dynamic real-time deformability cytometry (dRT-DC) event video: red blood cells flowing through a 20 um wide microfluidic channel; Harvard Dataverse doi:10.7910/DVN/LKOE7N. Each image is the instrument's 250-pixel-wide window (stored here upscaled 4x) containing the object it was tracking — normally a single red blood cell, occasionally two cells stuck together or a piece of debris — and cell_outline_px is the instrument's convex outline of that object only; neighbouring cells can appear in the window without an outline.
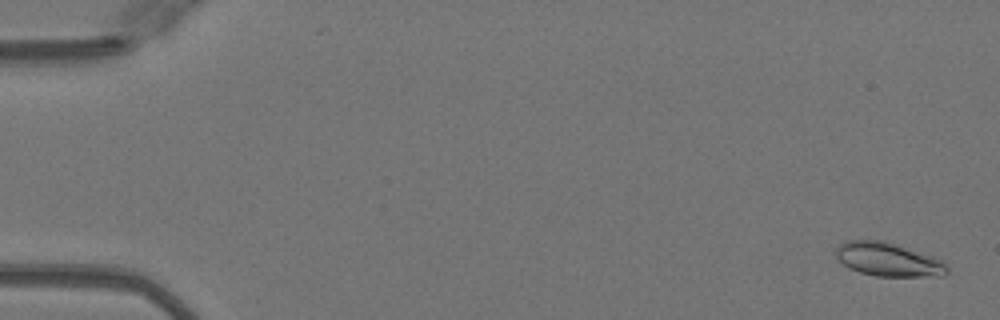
{"species": "Egyptian fruit bat (a non-hibernating species)", "species_latin": "Rousettus aegyptiacus", "temperature_condition": "warm", "stored_images_in_passage": 51, "camera_frame_rate_fps": 3000, "um_per_image_px": 0.085, "animal": {"sex": "female"}, "frame": {"image": 1, "passage_image": 2, "time_ms": 0.333, "image_size_px": [1000, 320], "cell_outline_px": [[948, 272], [944, 276], [876, 276], [860, 272], [848, 268], [836, 256], [836, 248], [844, 240], [884, 240], [944, 260], [948, 268]], "centroid_in_image_um": [75.51, 22.05], "position_along_channel_um": 9.5, "area_um2": 21.85}}
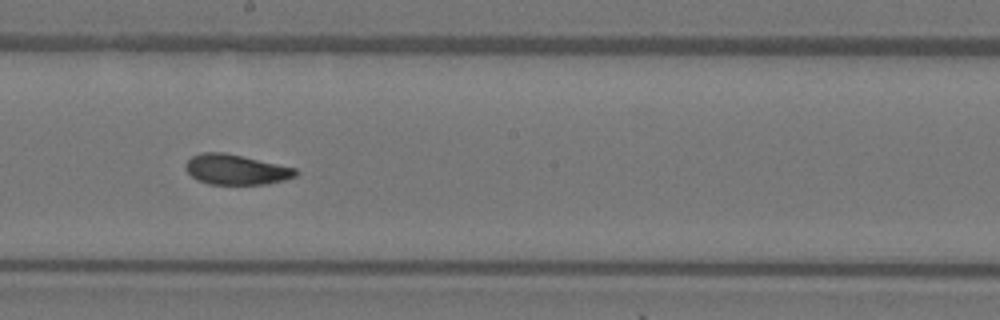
{"frame": {"image": 2, "passage_image": 29, "time_ms": 9.333, "image_size_px": [1000, 320], "cell_outline_px": [[300, 172], [296, 176], [284, 180], [268, 184], [208, 184], [196, 180], [188, 172], [184, 164], [192, 156], [204, 152], [224, 152], [296, 168]], "centroid_in_image_um": [20.07, 14.42], "position_along_channel_um": 228.1, "area_um2": 19.36}}
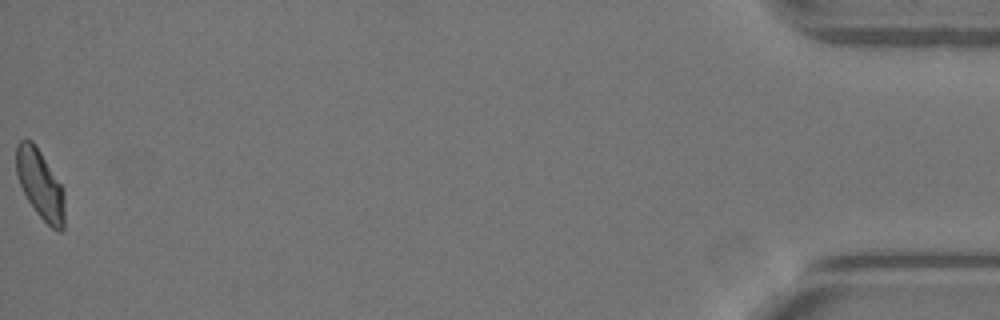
{"frame": {"image": 3, "passage_image": 51, "time_ms": 16.667, "image_size_px": [1000, 320], "cell_outline_px": [[64, 228], [60, 232], [56, 232], [36, 212], [28, 200], [20, 184], [16, 172], [16, 144], [20, 140], [32, 140], [64, 188]], "centroid_in_image_um": [3.43, 15.68], "position_along_channel_um": 431.8, "area_um2": 19.42}, "authors_computed_cell_mechanics": {"area_um2": 19.941, "velocity_mm_per_s": 4.0861, "shape_relaxation_time_tau1_ms": 8.27, "shape_relaxation_time_tau2_ms": 2.0647, "deformation_change_tau1": 0.1957, "deformation_change_tau2": 0.071}}